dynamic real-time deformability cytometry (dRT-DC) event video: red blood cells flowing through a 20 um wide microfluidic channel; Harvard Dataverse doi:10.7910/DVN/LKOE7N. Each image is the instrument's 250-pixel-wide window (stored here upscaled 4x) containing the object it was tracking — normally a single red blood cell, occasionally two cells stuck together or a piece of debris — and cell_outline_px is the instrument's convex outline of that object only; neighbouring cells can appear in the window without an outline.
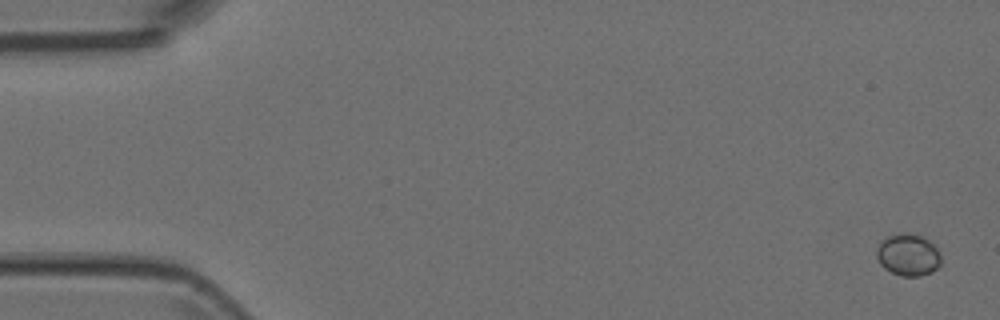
{"species": "Egyptian fruit bat (a non-hibernating species)", "species_latin": "Rousettus aegyptiacus", "temperature_condition": "room temperature", "stored_images_in_passage": 8, "camera_frame_rate_fps": 3000, "um_per_image_px": 0.085, "animal": {"sex": "female"}, "frame": {"image": 1, "passage_image": 1, "time_ms": 0.0, "image_size_px": [1000, 320], "cell_outline_px": [[940, 264], [932, 272], [920, 276], [900, 276], [884, 268], [880, 264], [876, 256], [876, 248], [888, 236], [904, 232], [908, 232], [924, 236], [936, 248], [940, 256]], "centroid_in_image_um": [77.18, 21.66], "position_along_channel_um": 7.8, "area_um2": 15.72}}
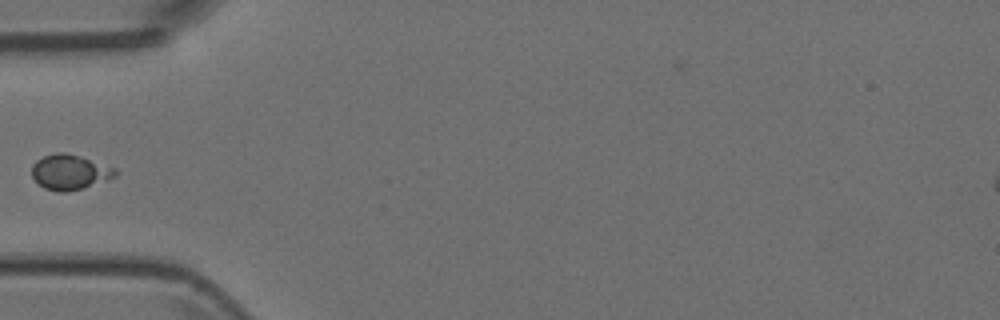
{"frame": {"image": 2, "passage_image": 6, "time_ms": 1.667, "image_size_px": [1000, 320], "cell_outline_px": [[120, 172], [116, 176], [108, 180], [68, 192], [60, 192], [44, 188], [32, 176], [32, 164], [36, 160], [44, 156], [56, 152], [64, 152], [80, 156], [116, 168]], "centroid_in_image_um": [5.95, 14.62], "position_along_channel_um": 79.0, "area_um2": 17.11}}
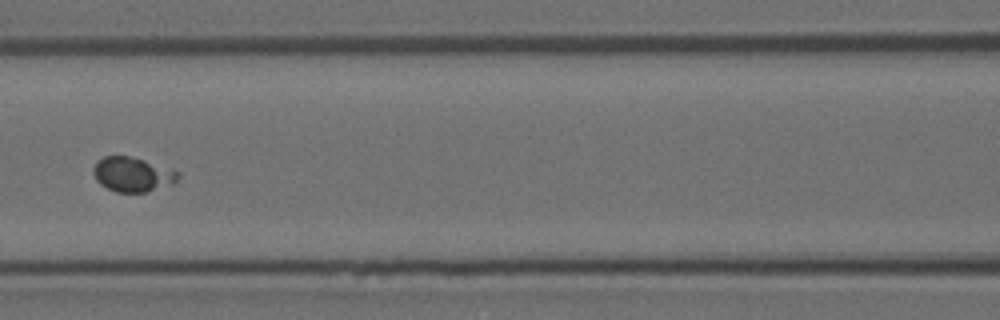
{"frame": {"image": 3, "passage_image": 8, "time_ms": 2.333, "image_size_px": [1000, 320], "cell_outline_px": [[180, 176], [172, 184], [144, 192], [116, 192], [100, 184], [96, 180], [92, 172], [92, 168], [96, 160], [104, 156], [128, 156], [144, 160], [180, 172]], "centroid_in_image_um": [11.22, 14.82], "position_along_channel_um": 155.4, "area_um2": 16.99}}